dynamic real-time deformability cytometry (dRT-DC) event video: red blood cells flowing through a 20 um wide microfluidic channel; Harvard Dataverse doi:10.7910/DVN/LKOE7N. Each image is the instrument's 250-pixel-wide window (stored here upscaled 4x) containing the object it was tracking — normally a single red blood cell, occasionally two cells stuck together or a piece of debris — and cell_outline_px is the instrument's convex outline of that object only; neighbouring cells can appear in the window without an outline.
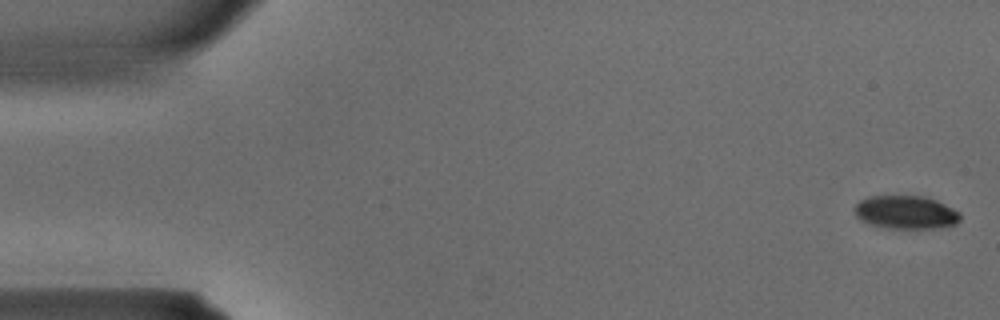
{"species": "common noctule bat (a hibernating species)", "species_latin": "Nyctalus noctula", "temperature_condition": "warm", "stored_images_in_passage": 36, "camera_frame_rate_fps": 3000, "um_per_image_px": 0.085, "animal": {"sex": "male", "body_mass_g": 15.6}, "frame": {"image": 1, "passage_image": 1, "time_ms": 0.0, "image_size_px": [1000, 320], "cell_outline_px": [[960, 220], [956, 224], [940, 228], [888, 228], [868, 224], [860, 220], [856, 216], [852, 208], [860, 200], [868, 196], [924, 196], [936, 200], [960, 212]], "centroid_in_image_um": [76.97, 18.05], "position_along_channel_um": 8.0, "area_um2": 20.69}}
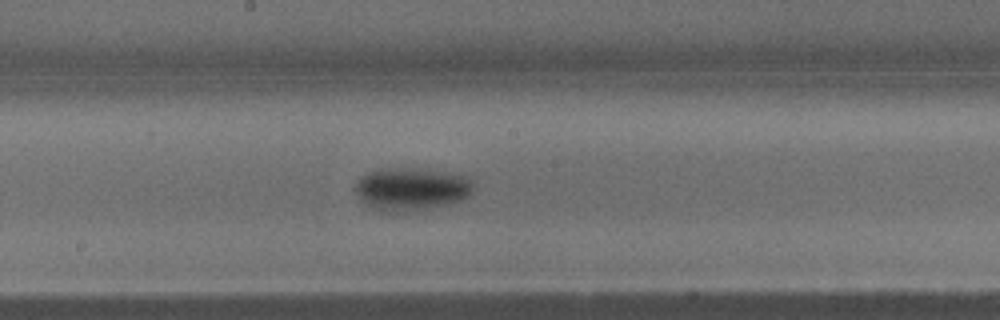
{"frame": {"image": 2, "passage_image": 19, "time_ms": 6.0, "image_size_px": [1000, 320], "cell_outline_px": [[472, 188], [468, 196], [460, 200], [444, 204], [400, 212], [376, 208], [360, 200], [352, 188], [360, 176], [368, 172], [380, 168], [428, 168], [464, 176], [472, 180]], "centroid_in_image_um": [34.91, 16.01], "position_along_channel_um": 213.3, "area_um2": 29.07}}
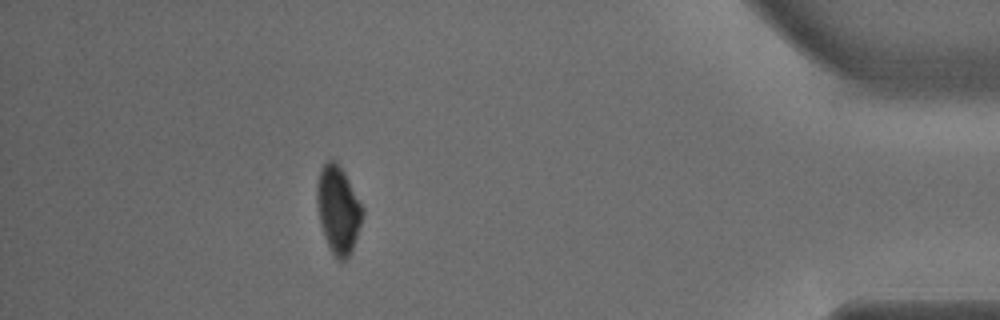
{"frame": {"image": 3, "passage_image": 32, "time_ms": 10.333, "image_size_px": [1000, 320], "cell_outline_px": [[364, 212], [352, 248], [348, 256], [344, 260], [340, 260], [332, 252], [324, 236], [320, 220], [316, 200], [316, 184], [320, 168], [328, 160], [336, 160], [344, 172], [364, 208]], "centroid_in_image_um": [28.73, 17.75], "position_along_channel_um": 406.5, "area_um2": 22.89}}